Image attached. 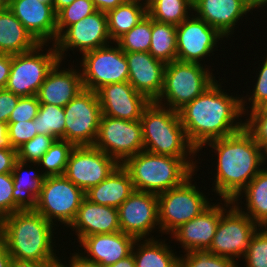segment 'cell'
<instances>
[{"instance_id": "35", "label": "cell", "mask_w": 267, "mask_h": 267, "mask_svg": "<svg viewBox=\"0 0 267 267\" xmlns=\"http://www.w3.org/2000/svg\"><path fill=\"white\" fill-rule=\"evenodd\" d=\"M37 134L49 135L55 140H65L64 107L52 104H40L38 115L33 120Z\"/></svg>"}, {"instance_id": "53", "label": "cell", "mask_w": 267, "mask_h": 267, "mask_svg": "<svg viewBox=\"0 0 267 267\" xmlns=\"http://www.w3.org/2000/svg\"><path fill=\"white\" fill-rule=\"evenodd\" d=\"M12 257L6 246L0 241V267H11Z\"/></svg>"}, {"instance_id": "17", "label": "cell", "mask_w": 267, "mask_h": 267, "mask_svg": "<svg viewBox=\"0 0 267 267\" xmlns=\"http://www.w3.org/2000/svg\"><path fill=\"white\" fill-rule=\"evenodd\" d=\"M108 44H113V42L108 33L107 15L97 10L69 26L58 37L55 47L62 61L65 60L64 54L68 52V49L74 52V49L78 48L77 51L83 54Z\"/></svg>"}, {"instance_id": "59", "label": "cell", "mask_w": 267, "mask_h": 267, "mask_svg": "<svg viewBox=\"0 0 267 267\" xmlns=\"http://www.w3.org/2000/svg\"><path fill=\"white\" fill-rule=\"evenodd\" d=\"M13 0H0V7H8Z\"/></svg>"}, {"instance_id": "29", "label": "cell", "mask_w": 267, "mask_h": 267, "mask_svg": "<svg viewBox=\"0 0 267 267\" xmlns=\"http://www.w3.org/2000/svg\"><path fill=\"white\" fill-rule=\"evenodd\" d=\"M151 235L148 239H136L132 248V254L136 267H179V255L174 253L165 240L154 239ZM160 241V242H159ZM136 248V249H135ZM171 249V250H170Z\"/></svg>"}, {"instance_id": "15", "label": "cell", "mask_w": 267, "mask_h": 267, "mask_svg": "<svg viewBox=\"0 0 267 267\" xmlns=\"http://www.w3.org/2000/svg\"><path fill=\"white\" fill-rule=\"evenodd\" d=\"M224 38L214 27L192 14L176 26L177 60L202 64Z\"/></svg>"}, {"instance_id": "9", "label": "cell", "mask_w": 267, "mask_h": 267, "mask_svg": "<svg viewBox=\"0 0 267 267\" xmlns=\"http://www.w3.org/2000/svg\"><path fill=\"white\" fill-rule=\"evenodd\" d=\"M85 192L63 176L45 177L34 209L54 226L57 220L69 227L75 220Z\"/></svg>"}, {"instance_id": "18", "label": "cell", "mask_w": 267, "mask_h": 267, "mask_svg": "<svg viewBox=\"0 0 267 267\" xmlns=\"http://www.w3.org/2000/svg\"><path fill=\"white\" fill-rule=\"evenodd\" d=\"M53 5V0H13L8 8L39 44L49 45L57 41Z\"/></svg>"}, {"instance_id": "49", "label": "cell", "mask_w": 267, "mask_h": 267, "mask_svg": "<svg viewBox=\"0 0 267 267\" xmlns=\"http://www.w3.org/2000/svg\"><path fill=\"white\" fill-rule=\"evenodd\" d=\"M69 264H64L61 262L62 259H59V267H100L99 265L85 260L79 253L75 252L70 256Z\"/></svg>"}, {"instance_id": "26", "label": "cell", "mask_w": 267, "mask_h": 267, "mask_svg": "<svg viewBox=\"0 0 267 267\" xmlns=\"http://www.w3.org/2000/svg\"><path fill=\"white\" fill-rule=\"evenodd\" d=\"M28 164L17 159L11 172L14 188L12 192L13 213L19 210H34L36 208L37 197L40 195L45 180V176L38 169L39 165L35 169ZM26 167L31 169L25 171Z\"/></svg>"}, {"instance_id": "19", "label": "cell", "mask_w": 267, "mask_h": 267, "mask_svg": "<svg viewBox=\"0 0 267 267\" xmlns=\"http://www.w3.org/2000/svg\"><path fill=\"white\" fill-rule=\"evenodd\" d=\"M223 202L224 204H210L198 216L171 234L175 242L182 245L184 252L207 251L210 248L222 213L233 203L232 200L226 199H223Z\"/></svg>"}, {"instance_id": "46", "label": "cell", "mask_w": 267, "mask_h": 267, "mask_svg": "<svg viewBox=\"0 0 267 267\" xmlns=\"http://www.w3.org/2000/svg\"><path fill=\"white\" fill-rule=\"evenodd\" d=\"M20 96L6 89H0V122L7 123Z\"/></svg>"}, {"instance_id": "10", "label": "cell", "mask_w": 267, "mask_h": 267, "mask_svg": "<svg viewBox=\"0 0 267 267\" xmlns=\"http://www.w3.org/2000/svg\"><path fill=\"white\" fill-rule=\"evenodd\" d=\"M117 46H116V45ZM82 54L80 69L83 87L97 91L103 85L128 82L129 69L125 52L114 42Z\"/></svg>"}, {"instance_id": "44", "label": "cell", "mask_w": 267, "mask_h": 267, "mask_svg": "<svg viewBox=\"0 0 267 267\" xmlns=\"http://www.w3.org/2000/svg\"><path fill=\"white\" fill-rule=\"evenodd\" d=\"M244 128L253 136L254 141L262 148L267 143V114H248Z\"/></svg>"}, {"instance_id": "40", "label": "cell", "mask_w": 267, "mask_h": 267, "mask_svg": "<svg viewBox=\"0 0 267 267\" xmlns=\"http://www.w3.org/2000/svg\"><path fill=\"white\" fill-rule=\"evenodd\" d=\"M243 259L246 267H267V232L260 227L254 233Z\"/></svg>"}, {"instance_id": "4", "label": "cell", "mask_w": 267, "mask_h": 267, "mask_svg": "<svg viewBox=\"0 0 267 267\" xmlns=\"http://www.w3.org/2000/svg\"><path fill=\"white\" fill-rule=\"evenodd\" d=\"M140 121L145 151L182 158L194 171L197 170L194 157L198 151L189 142L178 111L152 101L144 109Z\"/></svg>"}, {"instance_id": "47", "label": "cell", "mask_w": 267, "mask_h": 267, "mask_svg": "<svg viewBox=\"0 0 267 267\" xmlns=\"http://www.w3.org/2000/svg\"><path fill=\"white\" fill-rule=\"evenodd\" d=\"M16 160V149H0V174L12 172Z\"/></svg>"}, {"instance_id": "52", "label": "cell", "mask_w": 267, "mask_h": 267, "mask_svg": "<svg viewBox=\"0 0 267 267\" xmlns=\"http://www.w3.org/2000/svg\"><path fill=\"white\" fill-rule=\"evenodd\" d=\"M0 149H14L10 143L8 124L0 122Z\"/></svg>"}, {"instance_id": "20", "label": "cell", "mask_w": 267, "mask_h": 267, "mask_svg": "<svg viewBox=\"0 0 267 267\" xmlns=\"http://www.w3.org/2000/svg\"><path fill=\"white\" fill-rule=\"evenodd\" d=\"M102 115L129 121H137L142 117L150 100L137 92L129 82L103 85L97 91Z\"/></svg>"}, {"instance_id": "25", "label": "cell", "mask_w": 267, "mask_h": 267, "mask_svg": "<svg viewBox=\"0 0 267 267\" xmlns=\"http://www.w3.org/2000/svg\"><path fill=\"white\" fill-rule=\"evenodd\" d=\"M69 227L75 231L77 242L90 235L120 232L118 209L93 203L84 197Z\"/></svg>"}, {"instance_id": "56", "label": "cell", "mask_w": 267, "mask_h": 267, "mask_svg": "<svg viewBox=\"0 0 267 267\" xmlns=\"http://www.w3.org/2000/svg\"><path fill=\"white\" fill-rule=\"evenodd\" d=\"M74 0H53V9L57 14L61 9L70 5Z\"/></svg>"}, {"instance_id": "57", "label": "cell", "mask_w": 267, "mask_h": 267, "mask_svg": "<svg viewBox=\"0 0 267 267\" xmlns=\"http://www.w3.org/2000/svg\"><path fill=\"white\" fill-rule=\"evenodd\" d=\"M249 4L254 8V9H260V7H267V0H248Z\"/></svg>"}, {"instance_id": "38", "label": "cell", "mask_w": 267, "mask_h": 267, "mask_svg": "<svg viewBox=\"0 0 267 267\" xmlns=\"http://www.w3.org/2000/svg\"><path fill=\"white\" fill-rule=\"evenodd\" d=\"M179 256V267H239L238 262L223 256L213 255L207 251L184 252Z\"/></svg>"}, {"instance_id": "41", "label": "cell", "mask_w": 267, "mask_h": 267, "mask_svg": "<svg viewBox=\"0 0 267 267\" xmlns=\"http://www.w3.org/2000/svg\"><path fill=\"white\" fill-rule=\"evenodd\" d=\"M261 65L262 67L260 68L261 70H258V78L254 85L255 87H253L252 93L250 94L251 96L246 95V98L247 96H249L247 99L245 98V96L242 97V110L244 116L246 112H248V108H250V110L255 109L263 100L267 98V56L265 57L264 62H262ZM247 100L248 102H252L251 107L247 105Z\"/></svg>"}, {"instance_id": "55", "label": "cell", "mask_w": 267, "mask_h": 267, "mask_svg": "<svg viewBox=\"0 0 267 267\" xmlns=\"http://www.w3.org/2000/svg\"><path fill=\"white\" fill-rule=\"evenodd\" d=\"M247 113H249V114H267V98L265 100H263L255 109L248 110Z\"/></svg>"}, {"instance_id": "61", "label": "cell", "mask_w": 267, "mask_h": 267, "mask_svg": "<svg viewBox=\"0 0 267 267\" xmlns=\"http://www.w3.org/2000/svg\"><path fill=\"white\" fill-rule=\"evenodd\" d=\"M259 227L263 231L267 232V218H266V220Z\"/></svg>"}, {"instance_id": "32", "label": "cell", "mask_w": 267, "mask_h": 267, "mask_svg": "<svg viewBox=\"0 0 267 267\" xmlns=\"http://www.w3.org/2000/svg\"><path fill=\"white\" fill-rule=\"evenodd\" d=\"M149 53L165 64L177 60L176 26L152 19L151 45Z\"/></svg>"}, {"instance_id": "6", "label": "cell", "mask_w": 267, "mask_h": 267, "mask_svg": "<svg viewBox=\"0 0 267 267\" xmlns=\"http://www.w3.org/2000/svg\"><path fill=\"white\" fill-rule=\"evenodd\" d=\"M203 65L178 60L166 64L163 88L154 102L178 111L201 95L216 81L211 68Z\"/></svg>"}, {"instance_id": "34", "label": "cell", "mask_w": 267, "mask_h": 267, "mask_svg": "<svg viewBox=\"0 0 267 267\" xmlns=\"http://www.w3.org/2000/svg\"><path fill=\"white\" fill-rule=\"evenodd\" d=\"M74 145L64 139L55 140L50 148L43 154L37 163H30L31 166L39 165L42 173L47 176H63L67 162ZM34 164V165H33Z\"/></svg>"}, {"instance_id": "39", "label": "cell", "mask_w": 267, "mask_h": 267, "mask_svg": "<svg viewBox=\"0 0 267 267\" xmlns=\"http://www.w3.org/2000/svg\"><path fill=\"white\" fill-rule=\"evenodd\" d=\"M54 141L55 139L49 135L37 134L17 149V159L27 163H37Z\"/></svg>"}, {"instance_id": "37", "label": "cell", "mask_w": 267, "mask_h": 267, "mask_svg": "<svg viewBox=\"0 0 267 267\" xmlns=\"http://www.w3.org/2000/svg\"><path fill=\"white\" fill-rule=\"evenodd\" d=\"M92 0H74L57 14V39L72 24L96 12Z\"/></svg>"}, {"instance_id": "14", "label": "cell", "mask_w": 267, "mask_h": 267, "mask_svg": "<svg viewBox=\"0 0 267 267\" xmlns=\"http://www.w3.org/2000/svg\"><path fill=\"white\" fill-rule=\"evenodd\" d=\"M119 165L112 157L92 146H75L64 176L84 192L105 180Z\"/></svg>"}, {"instance_id": "24", "label": "cell", "mask_w": 267, "mask_h": 267, "mask_svg": "<svg viewBox=\"0 0 267 267\" xmlns=\"http://www.w3.org/2000/svg\"><path fill=\"white\" fill-rule=\"evenodd\" d=\"M61 60L50 70L37 93L40 104L65 107L83 89L81 71L78 68H60ZM61 70H60V69Z\"/></svg>"}, {"instance_id": "23", "label": "cell", "mask_w": 267, "mask_h": 267, "mask_svg": "<svg viewBox=\"0 0 267 267\" xmlns=\"http://www.w3.org/2000/svg\"><path fill=\"white\" fill-rule=\"evenodd\" d=\"M129 69V84L151 102L155 101L163 88L166 64L155 59L149 52H125Z\"/></svg>"}, {"instance_id": "30", "label": "cell", "mask_w": 267, "mask_h": 267, "mask_svg": "<svg viewBox=\"0 0 267 267\" xmlns=\"http://www.w3.org/2000/svg\"><path fill=\"white\" fill-rule=\"evenodd\" d=\"M246 197L245 209L239 206ZM241 197V198H240ZM240 198V199H239ZM240 201V202H239ZM239 202V203H238ZM233 203L259 226L267 218V168H263L237 195ZM243 209H242V208ZM246 211V212H245Z\"/></svg>"}, {"instance_id": "50", "label": "cell", "mask_w": 267, "mask_h": 267, "mask_svg": "<svg viewBox=\"0 0 267 267\" xmlns=\"http://www.w3.org/2000/svg\"><path fill=\"white\" fill-rule=\"evenodd\" d=\"M92 2L97 10L107 13L108 11L123 4L125 0H92Z\"/></svg>"}, {"instance_id": "13", "label": "cell", "mask_w": 267, "mask_h": 267, "mask_svg": "<svg viewBox=\"0 0 267 267\" xmlns=\"http://www.w3.org/2000/svg\"><path fill=\"white\" fill-rule=\"evenodd\" d=\"M94 146L123 164L129 157L144 151L141 121L102 115Z\"/></svg>"}, {"instance_id": "48", "label": "cell", "mask_w": 267, "mask_h": 267, "mask_svg": "<svg viewBox=\"0 0 267 267\" xmlns=\"http://www.w3.org/2000/svg\"><path fill=\"white\" fill-rule=\"evenodd\" d=\"M11 65L12 55L0 53V89H5L10 75Z\"/></svg>"}, {"instance_id": "31", "label": "cell", "mask_w": 267, "mask_h": 267, "mask_svg": "<svg viewBox=\"0 0 267 267\" xmlns=\"http://www.w3.org/2000/svg\"><path fill=\"white\" fill-rule=\"evenodd\" d=\"M106 15L108 33L114 43L147 15V6L138 2L125 1L108 11Z\"/></svg>"}, {"instance_id": "1", "label": "cell", "mask_w": 267, "mask_h": 267, "mask_svg": "<svg viewBox=\"0 0 267 267\" xmlns=\"http://www.w3.org/2000/svg\"><path fill=\"white\" fill-rule=\"evenodd\" d=\"M218 82L216 80L201 95L178 110L186 136L198 152L208 142L233 135L244 128L241 120L244 117L242 97L224 92L221 88L223 83Z\"/></svg>"}, {"instance_id": "12", "label": "cell", "mask_w": 267, "mask_h": 267, "mask_svg": "<svg viewBox=\"0 0 267 267\" xmlns=\"http://www.w3.org/2000/svg\"><path fill=\"white\" fill-rule=\"evenodd\" d=\"M65 140L92 146L98 136L102 110L95 91L83 89L65 107Z\"/></svg>"}, {"instance_id": "51", "label": "cell", "mask_w": 267, "mask_h": 267, "mask_svg": "<svg viewBox=\"0 0 267 267\" xmlns=\"http://www.w3.org/2000/svg\"><path fill=\"white\" fill-rule=\"evenodd\" d=\"M11 267H59L58 263H41L34 260L12 259Z\"/></svg>"}, {"instance_id": "21", "label": "cell", "mask_w": 267, "mask_h": 267, "mask_svg": "<svg viewBox=\"0 0 267 267\" xmlns=\"http://www.w3.org/2000/svg\"><path fill=\"white\" fill-rule=\"evenodd\" d=\"M253 10L248 0H193L195 16L214 27L226 39L234 34L238 21Z\"/></svg>"}, {"instance_id": "45", "label": "cell", "mask_w": 267, "mask_h": 267, "mask_svg": "<svg viewBox=\"0 0 267 267\" xmlns=\"http://www.w3.org/2000/svg\"><path fill=\"white\" fill-rule=\"evenodd\" d=\"M13 189L11 172L0 174V219L13 213Z\"/></svg>"}, {"instance_id": "22", "label": "cell", "mask_w": 267, "mask_h": 267, "mask_svg": "<svg viewBox=\"0 0 267 267\" xmlns=\"http://www.w3.org/2000/svg\"><path fill=\"white\" fill-rule=\"evenodd\" d=\"M135 240L133 236L122 231L90 235L79 242L80 245L77 246H82V250L85 251L78 253L89 262L95 263L100 267H108L129 256Z\"/></svg>"}, {"instance_id": "2", "label": "cell", "mask_w": 267, "mask_h": 267, "mask_svg": "<svg viewBox=\"0 0 267 267\" xmlns=\"http://www.w3.org/2000/svg\"><path fill=\"white\" fill-rule=\"evenodd\" d=\"M206 145L217 154L213 190L221 200L233 201L263 169L262 148L245 128Z\"/></svg>"}, {"instance_id": "16", "label": "cell", "mask_w": 267, "mask_h": 267, "mask_svg": "<svg viewBox=\"0 0 267 267\" xmlns=\"http://www.w3.org/2000/svg\"><path fill=\"white\" fill-rule=\"evenodd\" d=\"M117 209L123 233L141 240L148 239L154 229L159 228L160 234L157 194L134 190Z\"/></svg>"}, {"instance_id": "54", "label": "cell", "mask_w": 267, "mask_h": 267, "mask_svg": "<svg viewBox=\"0 0 267 267\" xmlns=\"http://www.w3.org/2000/svg\"><path fill=\"white\" fill-rule=\"evenodd\" d=\"M108 267H136L133 254L131 253L124 259L119 260L118 262L108 266Z\"/></svg>"}, {"instance_id": "60", "label": "cell", "mask_w": 267, "mask_h": 267, "mask_svg": "<svg viewBox=\"0 0 267 267\" xmlns=\"http://www.w3.org/2000/svg\"><path fill=\"white\" fill-rule=\"evenodd\" d=\"M125 1H130V2H138V3H141V4H144V5H148L150 0H125Z\"/></svg>"}, {"instance_id": "33", "label": "cell", "mask_w": 267, "mask_h": 267, "mask_svg": "<svg viewBox=\"0 0 267 267\" xmlns=\"http://www.w3.org/2000/svg\"><path fill=\"white\" fill-rule=\"evenodd\" d=\"M147 14L154 21L178 26L193 14V0H150Z\"/></svg>"}, {"instance_id": "42", "label": "cell", "mask_w": 267, "mask_h": 267, "mask_svg": "<svg viewBox=\"0 0 267 267\" xmlns=\"http://www.w3.org/2000/svg\"><path fill=\"white\" fill-rule=\"evenodd\" d=\"M40 103L36 95L20 97L8 123L27 122L38 115Z\"/></svg>"}, {"instance_id": "28", "label": "cell", "mask_w": 267, "mask_h": 267, "mask_svg": "<svg viewBox=\"0 0 267 267\" xmlns=\"http://www.w3.org/2000/svg\"><path fill=\"white\" fill-rule=\"evenodd\" d=\"M38 44L8 7H0V53L17 55L33 50Z\"/></svg>"}, {"instance_id": "36", "label": "cell", "mask_w": 267, "mask_h": 267, "mask_svg": "<svg viewBox=\"0 0 267 267\" xmlns=\"http://www.w3.org/2000/svg\"><path fill=\"white\" fill-rule=\"evenodd\" d=\"M152 18L147 14L116 43L124 52H149L151 45Z\"/></svg>"}, {"instance_id": "27", "label": "cell", "mask_w": 267, "mask_h": 267, "mask_svg": "<svg viewBox=\"0 0 267 267\" xmlns=\"http://www.w3.org/2000/svg\"><path fill=\"white\" fill-rule=\"evenodd\" d=\"M133 191L129 172L119 164L105 180L86 191L85 197L93 203L118 208Z\"/></svg>"}, {"instance_id": "7", "label": "cell", "mask_w": 267, "mask_h": 267, "mask_svg": "<svg viewBox=\"0 0 267 267\" xmlns=\"http://www.w3.org/2000/svg\"><path fill=\"white\" fill-rule=\"evenodd\" d=\"M192 174L181 185L158 194L161 233L172 234L184 223L198 216L211 203L196 185Z\"/></svg>"}, {"instance_id": "43", "label": "cell", "mask_w": 267, "mask_h": 267, "mask_svg": "<svg viewBox=\"0 0 267 267\" xmlns=\"http://www.w3.org/2000/svg\"><path fill=\"white\" fill-rule=\"evenodd\" d=\"M8 134L12 147L20 148L37 135L33 120L25 122L8 123Z\"/></svg>"}, {"instance_id": "3", "label": "cell", "mask_w": 267, "mask_h": 267, "mask_svg": "<svg viewBox=\"0 0 267 267\" xmlns=\"http://www.w3.org/2000/svg\"><path fill=\"white\" fill-rule=\"evenodd\" d=\"M53 225L35 210H19L0 219V241L12 259L58 263Z\"/></svg>"}, {"instance_id": "58", "label": "cell", "mask_w": 267, "mask_h": 267, "mask_svg": "<svg viewBox=\"0 0 267 267\" xmlns=\"http://www.w3.org/2000/svg\"><path fill=\"white\" fill-rule=\"evenodd\" d=\"M267 143L262 147V162L263 165L267 162Z\"/></svg>"}, {"instance_id": "8", "label": "cell", "mask_w": 267, "mask_h": 267, "mask_svg": "<svg viewBox=\"0 0 267 267\" xmlns=\"http://www.w3.org/2000/svg\"><path fill=\"white\" fill-rule=\"evenodd\" d=\"M38 44L33 50L12 55V65L5 89L20 97L37 95L54 65L60 61L55 44L48 50ZM43 52V53H42Z\"/></svg>"}, {"instance_id": "5", "label": "cell", "mask_w": 267, "mask_h": 267, "mask_svg": "<svg viewBox=\"0 0 267 267\" xmlns=\"http://www.w3.org/2000/svg\"><path fill=\"white\" fill-rule=\"evenodd\" d=\"M131 176L134 190L160 194L181 185L196 173L182 158L141 151L122 164Z\"/></svg>"}, {"instance_id": "11", "label": "cell", "mask_w": 267, "mask_h": 267, "mask_svg": "<svg viewBox=\"0 0 267 267\" xmlns=\"http://www.w3.org/2000/svg\"><path fill=\"white\" fill-rule=\"evenodd\" d=\"M258 228L257 223L232 203L228 210L222 213L207 252L228 257L234 261L243 258Z\"/></svg>"}]
</instances>
